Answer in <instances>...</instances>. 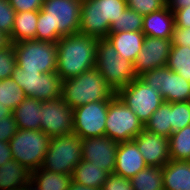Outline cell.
Here are the masks:
<instances>
[{"label": "cell", "instance_id": "6da1fadb", "mask_svg": "<svg viewBox=\"0 0 190 190\" xmlns=\"http://www.w3.org/2000/svg\"><path fill=\"white\" fill-rule=\"evenodd\" d=\"M82 0H44L38 11L35 40L56 43L79 33Z\"/></svg>", "mask_w": 190, "mask_h": 190}, {"label": "cell", "instance_id": "7a4b0ae2", "mask_svg": "<svg viewBox=\"0 0 190 190\" xmlns=\"http://www.w3.org/2000/svg\"><path fill=\"white\" fill-rule=\"evenodd\" d=\"M56 44V73L62 81L95 68L97 38L77 33L61 37Z\"/></svg>", "mask_w": 190, "mask_h": 190}, {"label": "cell", "instance_id": "3957f363", "mask_svg": "<svg viewBox=\"0 0 190 190\" xmlns=\"http://www.w3.org/2000/svg\"><path fill=\"white\" fill-rule=\"evenodd\" d=\"M115 95L95 68L62 82L61 98L72 109L90 102L110 101Z\"/></svg>", "mask_w": 190, "mask_h": 190}, {"label": "cell", "instance_id": "277c9868", "mask_svg": "<svg viewBox=\"0 0 190 190\" xmlns=\"http://www.w3.org/2000/svg\"><path fill=\"white\" fill-rule=\"evenodd\" d=\"M126 0H82L79 33L104 39L126 9Z\"/></svg>", "mask_w": 190, "mask_h": 190}, {"label": "cell", "instance_id": "5b68a950", "mask_svg": "<svg viewBox=\"0 0 190 190\" xmlns=\"http://www.w3.org/2000/svg\"><path fill=\"white\" fill-rule=\"evenodd\" d=\"M95 69L115 93L137 77L133 63L120 56L106 38L98 39Z\"/></svg>", "mask_w": 190, "mask_h": 190}, {"label": "cell", "instance_id": "8992f818", "mask_svg": "<svg viewBox=\"0 0 190 190\" xmlns=\"http://www.w3.org/2000/svg\"><path fill=\"white\" fill-rule=\"evenodd\" d=\"M51 138L41 130L18 129L9 140L13 159L33 172L42 167Z\"/></svg>", "mask_w": 190, "mask_h": 190}, {"label": "cell", "instance_id": "52a82bcc", "mask_svg": "<svg viewBox=\"0 0 190 190\" xmlns=\"http://www.w3.org/2000/svg\"><path fill=\"white\" fill-rule=\"evenodd\" d=\"M82 161V139L76 134L51 137L42 164L43 169L55 173L73 174Z\"/></svg>", "mask_w": 190, "mask_h": 190}, {"label": "cell", "instance_id": "ba28073f", "mask_svg": "<svg viewBox=\"0 0 190 190\" xmlns=\"http://www.w3.org/2000/svg\"><path fill=\"white\" fill-rule=\"evenodd\" d=\"M16 65L25 71L56 72L57 44L35 39L13 43Z\"/></svg>", "mask_w": 190, "mask_h": 190}, {"label": "cell", "instance_id": "9c48e42d", "mask_svg": "<svg viewBox=\"0 0 190 190\" xmlns=\"http://www.w3.org/2000/svg\"><path fill=\"white\" fill-rule=\"evenodd\" d=\"M144 129L137 115L115 95L108 104L105 135L117 143L132 141Z\"/></svg>", "mask_w": 190, "mask_h": 190}, {"label": "cell", "instance_id": "30bf717a", "mask_svg": "<svg viewBox=\"0 0 190 190\" xmlns=\"http://www.w3.org/2000/svg\"><path fill=\"white\" fill-rule=\"evenodd\" d=\"M11 79L23 89L26 97H34L41 102L61 97L63 81L56 72L25 71L16 65Z\"/></svg>", "mask_w": 190, "mask_h": 190}, {"label": "cell", "instance_id": "8fae6325", "mask_svg": "<svg viewBox=\"0 0 190 190\" xmlns=\"http://www.w3.org/2000/svg\"><path fill=\"white\" fill-rule=\"evenodd\" d=\"M116 95L129 107L143 123L151 118V115L164 102L159 91H154L152 87L136 77L130 84L119 89Z\"/></svg>", "mask_w": 190, "mask_h": 190}, {"label": "cell", "instance_id": "7c38bea8", "mask_svg": "<svg viewBox=\"0 0 190 190\" xmlns=\"http://www.w3.org/2000/svg\"><path fill=\"white\" fill-rule=\"evenodd\" d=\"M139 78L154 91H159L164 102L190 101V82L167 66L145 72Z\"/></svg>", "mask_w": 190, "mask_h": 190}, {"label": "cell", "instance_id": "4fadbf2b", "mask_svg": "<svg viewBox=\"0 0 190 190\" xmlns=\"http://www.w3.org/2000/svg\"><path fill=\"white\" fill-rule=\"evenodd\" d=\"M110 101L90 102L73 109V133L81 139L105 135Z\"/></svg>", "mask_w": 190, "mask_h": 190}, {"label": "cell", "instance_id": "5bb4252c", "mask_svg": "<svg viewBox=\"0 0 190 190\" xmlns=\"http://www.w3.org/2000/svg\"><path fill=\"white\" fill-rule=\"evenodd\" d=\"M40 130L50 138L73 134V109L61 97L42 102Z\"/></svg>", "mask_w": 190, "mask_h": 190}, {"label": "cell", "instance_id": "9a60e30c", "mask_svg": "<svg viewBox=\"0 0 190 190\" xmlns=\"http://www.w3.org/2000/svg\"><path fill=\"white\" fill-rule=\"evenodd\" d=\"M171 47V39L145 36L141 51L133 63L136 76L166 66Z\"/></svg>", "mask_w": 190, "mask_h": 190}, {"label": "cell", "instance_id": "2e32d148", "mask_svg": "<svg viewBox=\"0 0 190 190\" xmlns=\"http://www.w3.org/2000/svg\"><path fill=\"white\" fill-rule=\"evenodd\" d=\"M118 143L107 135L82 139V160L113 174Z\"/></svg>", "mask_w": 190, "mask_h": 190}, {"label": "cell", "instance_id": "e0dca14e", "mask_svg": "<svg viewBox=\"0 0 190 190\" xmlns=\"http://www.w3.org/2000/svg\"><path fill=\"white\" fill-rule=\"evenodd\" d=\"M148 166H165L171 159L169 138L143 129L133 140Z\"/></svg>", "mask_w": 190, "mask_h": 190}, {"label": "cell", "instance_id": "ac0fdd59", "mask_svg": "<svg viewBox=\"0 0 190 190\" xmlns=\"http://www.w3.org/2000/svg\"><path fill=\"white\" fill-rule=\"evenodd\" d=\"M147 166L137 145L133 141L118 143L114 174L131 179Z\"/></svg>", "mask_w": 190, "mask_h": 190}, {"label": "cell", "instance_id": "d6986e66", "mask_svg": "<svg viewBox=\"0 0 190 190\" xmlns=\"http://www.w3.org/2000/svg\"><path fill=\"white\" fill-rule=\"evenodd\" d=\"M174 26V13L167 5L143 16L142 32L148 37L171 39Z\"/></svg>", "mask_w": 190, "mask_h": 190}, {"label": "cell", "instance_id": "ffe728a7", "mask_svg": "<svg viewBox=\"0 0 190 190\" xmlns=\"http://www.w3.org/2000/svg\"><path fill=\"white\" fill-rule=\"evenodd\" d=\"M144 38L145 34L142 31H120L109 33L106 39L111 42L120 56L134 63L141 51Z\"/></svg>", "mask_w": 190, "mask_h": 190}, {"label": "cell", "instance_id": "44dd1931", "mask_svg": "<svg viewBox=\"0 0 190 190\" xmlns=\"http://www.w3.org/2000/svg\"><path fill=\"white\" fill-rule=\"evenodd\" d=\"M164 190H190V161L170 160L163 166Z\"/></svg>", "mask_w": 190, "mask_h": 190}, {"label": "cell", "instance_id": "7402d4cb", "mask_svg": "<svg viewBox=\"0 0 190 190\" xmlns=\"http://www.w3.org/2000/svg\"><path fill=\"white\" fill-rule=\"evenodd\" d=\"M42 102L26 97L13 111L18 129L40 130Z\"/></svg>", "mask_w": 190, "mask_h": 190}, {"label": "cell", "instance_id": "603a6c76", "mask_svg": "<svg viewBox=\"0 0 190 190\" xmlns=\"http://www.w3.org/2000/svg\"><path fill=\"white\" fill-rule=\"evenodd\" d=\"M31 171L12 159L0 166V190L21 189L31 180Z\"/></svg>", "mask_w": 190, "mask_h": 190}, {"label": "cell", "instance_id": "cb8c5ba5", "mask_svg": "<svg viewBox=\"0 0 190 190\" xmlns=\"http://www.w3.org/2000/svg\"><path fill=\"white\" fill-rule=\"evenodd\" d=\"M108 173L100 167L82 160L72 174V180L77 184L101 190L107 180Z\"/></svg>", "mask_w": 190, "mask_h": 190}, {"label": "cell", "instance_id": "d4e9b609", "mask_svg": "<svg viewBox=\"0 0 190 190\" xmlns=\"http://www.w3.org/2000/svg\"><path fill=\"white\" fill-rule=\"evenodd\" d=\"M38 11H25L15 14L14 27L8 37L10 43L36 38Z\"/></svg>", "mask_w": 190, "mask_h": 190}, {"label": "cell", "instance_id": "484cf974", "mask_svg": "<svg viewBox=\"0 0 190 190\" xmlns=\"http://www.w3.org/2000/svg\"><path fill=\"white\" fill-rule=\"evenodd\" d=\"M31 180L39 190H69L72 174L55 173L39 168L31 173Z\"/></svg>", "mask_w": 190, "mask_h": 190}, {"label": "cell", "instance_id": "4316f807", "mask_svg": "<svg viewBox=\"0 0 190 190\" xmlns=\"http://www.w3.org/2000/svg\"><path fill=\"white\" fill-rule=\"evenodd\" d=\"M133 190H164L163 167L147 166L131 179Z\"/></svg>", "mask_w": 190, "mask_h": 190}, {"label": "cell", "instance_id": "83f0119b", "mask_svg": "<svg viewBox=\"0 0 190 190\" xmlns=\"http://www.w3.org/2000/svg\"><path fill=\"white\" fill-rule=\"evenodd\" d=\"M144 129L169 138L172 134L171 103L163 102L146 122Z\"/></svg>", "mask_w": 190, "mask_h": 190}, {"label": "cell", "instance_id": "f1b7e54d", "mask_svg": "<svg viewBox=\"0 0 190 190\" xmlns=\"http://www.w3.org/2000/svg\"><path fill=\"white\" fill-rule=\"evenodd\" d=\"M169 155L171 160L190 161V125L171 134Z\"/></svg>", "mask_w": 190, "mask_h": 190}, {"label": "cell", "instance_id": "f546056e", "mask_svg": "<svg viewBox=\"0 0 190 190\" xmlns=\"http://www.w3.org/2000/svg\"><path fill=\"white\" fill-rule=\"evenodd\" d=\"M166 66L190 82V47L172 46Z\"/></svg>", "mask_w": 190, "mask_h": 190}, {"label": "cell", "instance_id": "4dcf8cb0", "mask_svg": "<svg viewBox=\"0 0 190 190\" xmlns=\"http://www.w3.org/2000/svg\"><path fill=\"white\" fill-rule=\"evenodd\" d=\"M26 98L23 89L11 78L0 81V103L11 112Z\"/></svg>", "mask_w": 190, "mask_h": 190}, {"label": "cell", "instance_id": "1f68e13d", "mask_svg": "<svg viewBox=\"0 0 190 190\" xmlns=\"http://www.w3.org/2000/svg\"><path fill=\"white\" fill-rule=\"evenodd\" d=\"M142 27L143 16L138 12L131 10L129 7H126L120 17L111 24L109 33L120 31H142Z\"/></svg>", "mask_w": 190, "mask_h": 190}, {"label": "cell", "instance_id": "d6a6232c", "mask_svg": "<svg viewBox=\"0 0 190 190\" xmlns=\"http://www.w3.org/2000/svg\"><path fill=\"white\" fill-rule=\"evenodd\" d=\"M190 125V101L171 103L172 133Z\"/></svg>", "mask_w": 190, "mask_h": 190}, {"label": "cell", "instance_id": "836d02e7", "mask_svg": "<svg viewBox=\"0 0 190 190\" xmlns=\"http://www.w3.org/2000/svg\"><path fill=\"white\" fill-rule=\"evenodd\" d=\"M15 66V49L13 43H10L5 48L0 49V81L11 78Z\"/></svg>", "mask_w": 190, "mask_h": 190}, {"label": "cell", "instance_id": "e575fe53", "mask_svg": "<svg viewBox=\"0 0 190 190\" xmlns=\"http://www.w3.org/2000/svg\"><path fill=\"white\" fill-rule=\"evenodd\" d=\"M127 7L141 14L148 15L167 5L166 0H126Z\"/></svg>", "mask_w": 190, "mask_h": 190}, {"label": "cell", "instance_id": "d590c367", "mask_svg": "<svg viewBox=\"0 0 190 190\" xmlns=\"http://www.w3.org/2000/svg\"><path fill=\"white\" fill-rule=\"evenodd\" d=\"M16 12L9 4L8 0H0V32L8 37L14 27V17Z\"/></svg>", "mask_w": 190, "mask_h": 190}, {"label": "cell", "instance_id": "8d00e7d4", "mask_svg": "<svg viewBox=\"0 0 190 190\" xmlns=\"http://www.w3.org/2000/svg\"><path fill=\"white\" fill-rule=\"evenodd\" d=\"M18 130L13 114L0 118V141L9 142Z\"/></svg>", "mask_w": 190, "mask_h": 190}, {"label": "cell", "instance_id": "74e56055", "mask_svg": "<svg viewBox=\"0 0 190 190\" xmlns=\"http://www.w3.org/2000/svg\"><path fill=\"white\" fill-rule=\"evenodd\" d=\"M101 190H133L130 179L116 174H109Z\"/></svg>", "mask_w": 190, "mask_h": 190}, {"label": "cell", "instance_id": "f35d334b", "mask_svg": "<svg viewBox=\"0 0 190 190\" xmlns=\"http://www.w3.org/2000/svg\"><path fill=\"white\" fill-rule=\"evenodd\" d=\"M16 13L25 11H39L44 0H8Z\"/></svg>", "mask_w": 190, "mask_h": 190}, {"label": "cell", "instance_id": "ab89813d", "mask_svg": "<svg viewBox=\"0 0 190 190\" xmlns=\"http://www.w3.org/2000/svg\"><path fill=\"white\" fill-rule=\"evenodd\" d=\"M171 42L172 46L190 47V28H179L174 26Z\"/></svg>", "mask_w": 190, "mask_h": 190}, {"label": "cell", "instance_id": "60d3db41", "mask_svg": "<svg viewBox=\"0 0 190 190\" xmlns=\"http://www.w3.org/2000/svg\"><path fill=\"white\" fill-rule=\"evenodd\" d=\"M175 26L179 28H190V8H183L174 12Z\"/></svg>", "mask_w": 190, "mask_h": 190}, {"label": "cell", "instance_id": "b9f144b4", "mask_svg": "<svg viewBox=\"0 0 190 190\" xmlns=\"http://www.w3.org/2000/svg\"><path fill=\"white\" fill-rule=\"evenodd\" d=\"M12 159L13 155L10 150L9 142L0 141V166Z\"/></svg>", "mask_w": 190, "mask_h": 190}, {"label": "cell", "instance_id": "7bdbcfd3", "mask_svg": "<svg viewBox=\"0 0 190 190\" xmlns=\"http://www.w3.org/2000/svg\"><path fill=\"white\" fill-rule=\"evenodd\" d=\"M167 7L174 13L176 10L190 8V0H166Z\"/></svg>", "mask_w": 190, "mask_h": 190}, {"label": "cell", "instance_id": "ee69618b", "mask_svg": "<svg viewBox=\"0 0 190 190\" xmlns=\"http://www.w3.org/2000/svg\"><path fill=\"white\" fill-rule=\"evenodd\" d=\"M69 190H99V189L86 187V186L77 184L76 182L72 181V183L70 184Z\"/></svg>", "mask_w": 190, "mask_h": 190}, {"label": "cell", "instance_id": "f6af8a7d", "mask_svg": "<svg viewBox=\"0 0 190 190\" xmlns=\"http://www.w3.org/2000/svg\"><path fill=\"white\" fill-rule=\"evenodd\" d=\"M10 44L9 38L4 33L0 32V49L5 48Z\"/></svg>", "mask_w": 190, "mask_h": 190}, {"label": "cell", "instance_id": "bcb514c9", "mask_svg": "<svg viewBox=\"0 0 190 190\" xmlns=\"http://www.w3.org/2000/svg\"><path fill=\"white\" fill-rule=\"evenodd\" d=\"M11 114L12 112L8 108H5L3 104L0 103V118L1 119Z\"/></svg>", "mask_w": 190, "mask_h": 190}, {"label": "cell", "instance_id": "7dc6e473", "mask_svg": "<svg viewBox=\"0 0 190 190\" xmlns=\"http://www.w3.org/2000/svg\"><path fill=\"white\" fill-rule=\"evenodd\" d=\"M21 189L22 190H39L32 180L27 182Z\"/></svg>", "mask_w": 190, "mask_h": 190}]
</instances>
